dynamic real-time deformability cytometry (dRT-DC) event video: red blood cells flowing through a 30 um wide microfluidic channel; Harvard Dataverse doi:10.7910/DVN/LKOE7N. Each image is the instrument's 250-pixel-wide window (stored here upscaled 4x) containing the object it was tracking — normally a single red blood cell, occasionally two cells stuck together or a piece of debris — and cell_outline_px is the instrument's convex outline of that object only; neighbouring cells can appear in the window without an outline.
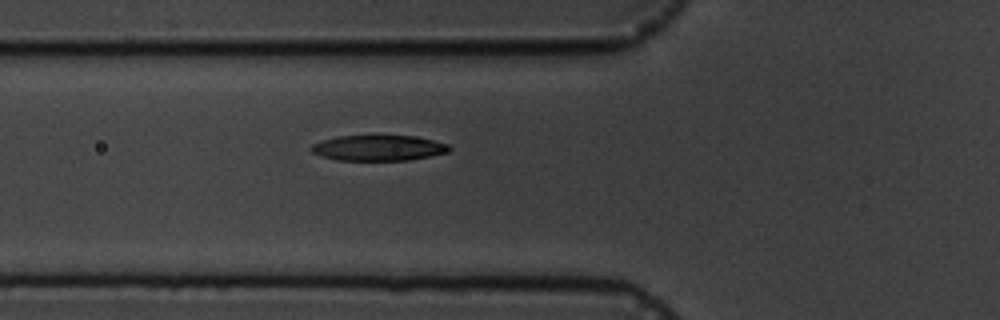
{"species": "common noctule bat (a hibernating species)", "species_latin": "Nyctalus noctula", "temperature_condition": "cold", "stored_images_in_passage": 5, "camera_frame_rate_fps": 3000, "um_per_image_px": 0.085, "animal": {"sex": "male", "body_mass_g": 19.5, "forearm_length_mm": 54.6}, "frame": {"image": 1, "passage_image": 5, "time_ms": 6.333, "image_size_px": [1000, 320], "cell_outline_px": [[452, 148], [448, 152], [408, 160], [336, 160], [312, 152], [308, 148], [312, 144], [336, 136], [416, 136], [448, 144]], "centroid_in_image_um": [32.16, 12.57], "position_along_channel_um": 93.6, "area_um2": 20.35}}